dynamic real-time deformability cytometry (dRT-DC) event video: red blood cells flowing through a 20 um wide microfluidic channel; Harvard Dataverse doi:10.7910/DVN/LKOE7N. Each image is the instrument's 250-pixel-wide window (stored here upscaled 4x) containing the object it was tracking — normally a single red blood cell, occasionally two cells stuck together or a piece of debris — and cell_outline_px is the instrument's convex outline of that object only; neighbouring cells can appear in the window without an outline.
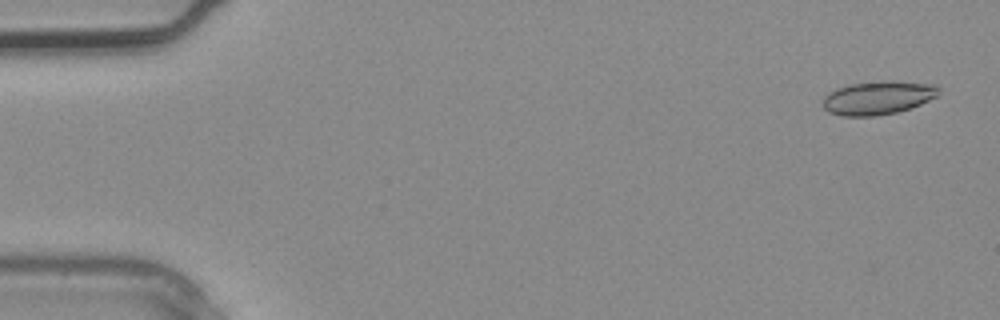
{"species": "common noctule bat (a hibernating species)", "species_latin": "Nyctalus noctula", "temperature_condition": "warm", "stored_images_in_passage": 2, "camera_frame_rate_fps": 3000, "um_per_image_px": 0.085, "animal": {"sex": "male", "body_mass_g": 20.4}, "frame": {"image": 1, "passage_image": 1, "time_ms": 0.0, "image_size_px": [1000, 320], "cell_outline_px": [[940, 92], [936, 96], [912, 108], [896, 112], [876, 116], [840, 116], [828, 112], [820, 104], [824, 96], [828, 92], [836, 88], [848, 84], [892, 80], [936, 84], [940, 88]], "centroid_in_image_um": [74.6, 8.31], "position_along_channel_um": 10.4, "area_um2": 23.0}}